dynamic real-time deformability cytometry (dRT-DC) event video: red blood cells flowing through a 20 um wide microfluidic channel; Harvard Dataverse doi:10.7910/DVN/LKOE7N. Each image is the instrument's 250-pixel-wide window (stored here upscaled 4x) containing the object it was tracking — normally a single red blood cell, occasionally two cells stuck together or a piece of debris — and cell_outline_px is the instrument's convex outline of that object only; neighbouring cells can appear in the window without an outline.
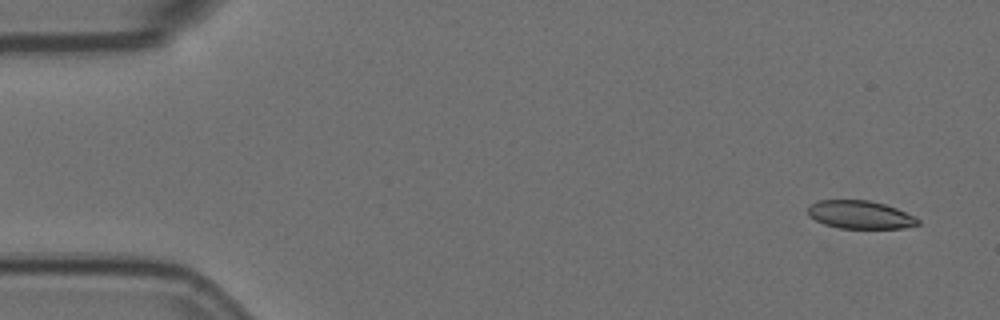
{"species": "Egyptian fruit bat (a non-hibernating species)", "species_latin": "Rousettus aegyptiacus", "temperature_condition": "room temperature", "stored_images_in_passage": 4, "camera_frame_rate_fps": 3000, "um_per_image_px": 0.085, "animal": {"sex": "female"}, "frame": {"image": 1, "passage_image": 1, "time_ms": 0.0, "image_size_px": [1000, 320], "cell_outline_px": [[920, 224], [904, 228], [840, 228], [824, 224], [808, 216], [808, 204], [816, 200], [868, 200], [884, 204], [896, 208], [920, 220]], "centroid_in_image_um": [73.06, 18.24], "position_along_channel_um": 11.9, "area_um2": 17.98}}
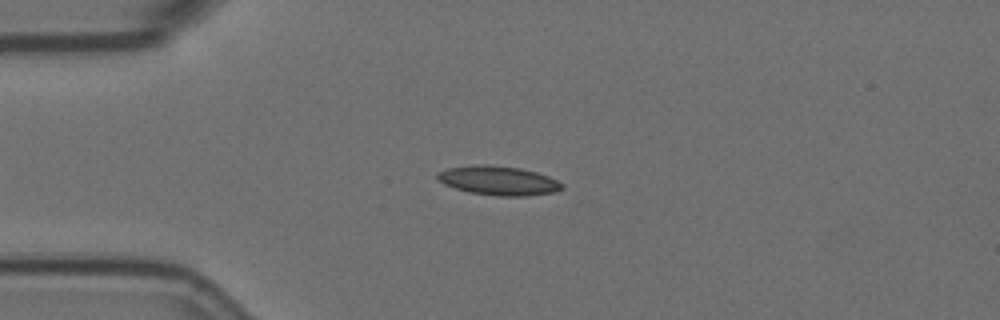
{"frame": {"image": 2, "passage_image": 4, "time_ms": 1.0, "image_size_px": [1000, 320], "cell_outline_px": [[564, 188], [556, 192], [528, 196], [500, 196], [468, 192], [444, 184], [436, 176], [436, 172], [448, 168], [476, 164], [488, 164], [520, 168], [536, 172], [548, 176], [564, 184]], "centroid_in_image_um": [42.39, 15.35], "position_along_channel_um": 42.6, "area_um2": 21.27}}